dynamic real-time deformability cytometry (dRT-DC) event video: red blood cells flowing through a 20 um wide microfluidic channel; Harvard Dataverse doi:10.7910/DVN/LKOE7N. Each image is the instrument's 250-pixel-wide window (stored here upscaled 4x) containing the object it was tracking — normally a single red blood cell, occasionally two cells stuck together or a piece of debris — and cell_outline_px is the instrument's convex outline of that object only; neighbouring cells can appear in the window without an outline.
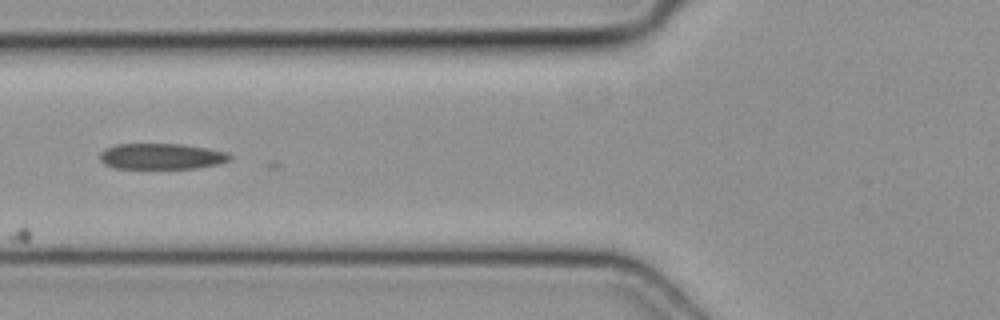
{"species": "common noctule bat (a hibernating species)", "species_latin": "Nyctalus noctula", "temperature_condition": "cold", "stored_images_in_passage": 6, "camera_frame_rate_fps": 3000, "um_per_image_px": 0.085, "animal": {"sex": "female", "body_mass_g": 19.3, "forearm_length_mm": 54.1}, "frame": {"image": 1, "passage_image": 5, "time_ms": 1.333, "image_size_px": [1000, 320], "cell_outline_px": [[232, 156], [228, 160], [216, 164], [196, 168], [112, 168], [104, 164], [100, 160], [100, 152], [104, 148], [116, 144], [184, 144], [208, 148], [228, 152]], "centroid_in_image_um": [13.69, 13.28], "position_along_channel_um": 112.1, "area_um2": 19.65}}